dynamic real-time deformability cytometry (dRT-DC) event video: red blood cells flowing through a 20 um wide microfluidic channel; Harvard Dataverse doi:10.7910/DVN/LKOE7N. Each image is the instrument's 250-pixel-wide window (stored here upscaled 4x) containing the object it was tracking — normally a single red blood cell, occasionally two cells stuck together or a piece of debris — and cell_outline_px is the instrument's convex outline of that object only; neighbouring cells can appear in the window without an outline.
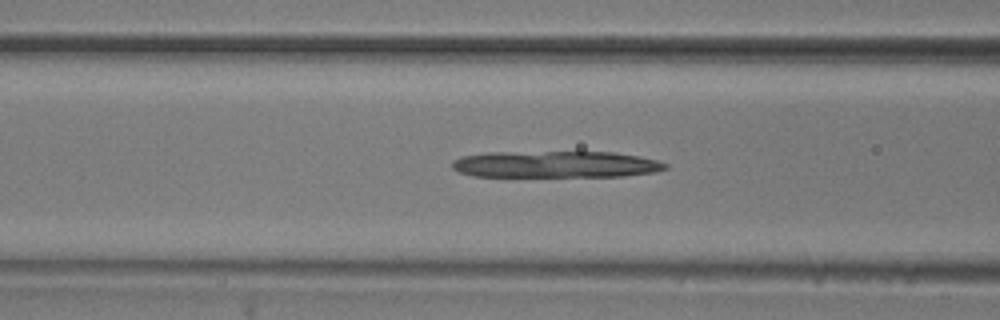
{"species": "common noctule bat (a hibernating species)", "species_latin": "Nyctalus noctula", "temperature_condition": "room temperature", "stored_images_in_passage": 30, "camera_frame_rate_fps": 3000, "um_per_image_px": 0.085, "animal": {"sex": "male", "body_mass_g": 20.5, "forearm_length_mm": 52.5}, "frame": {"image": 1, "passage_image": 15, "time_ms": 4.667, "image_size_px": [1000, 320], "cell_outline_px": [[668, 168], [656, 172], [624, 176], [472, 176], [460, 172], [452, 168], [452, 160], [460, 156], [488, 152], [616, 152], [640, 156], [656, 160], [668, 164]], "centroid_in_image_um": [47.24, 13.96], "position_along_channel_um": 119.4, "area_um2": 33.29}}